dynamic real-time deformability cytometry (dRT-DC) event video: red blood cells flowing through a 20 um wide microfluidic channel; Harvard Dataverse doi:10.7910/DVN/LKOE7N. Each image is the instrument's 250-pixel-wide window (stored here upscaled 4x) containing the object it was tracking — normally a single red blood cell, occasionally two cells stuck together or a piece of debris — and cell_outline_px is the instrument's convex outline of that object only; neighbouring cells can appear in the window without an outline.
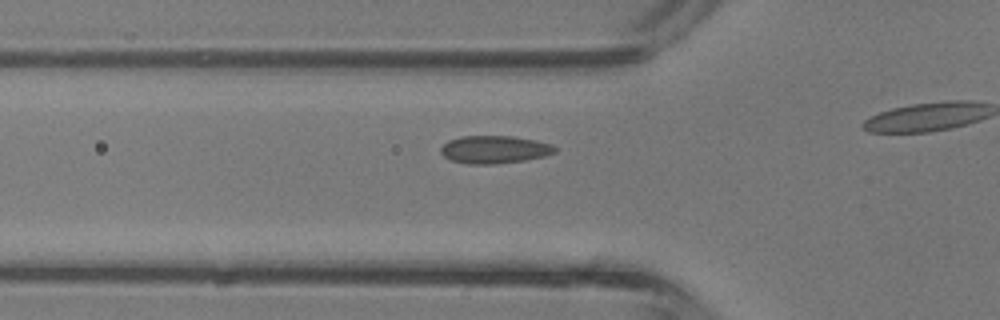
{"species": "common noctule bat (a hibernating species)", "species_latin": "Nyctalus noctula", "temperature_condition": "room temperature", "stored_images_in_passage": 6, "camera_frame_rate_fps": 3000, "um_per_image_px": 0.085, "animal": {"sex": "male", "body_mass_g": 13.3}, "frame": {"image": 1, "passage_image": 2, "time_ms": 0.333, "image_size_px": [1000, 320], "cell_outline_px": [[556, 152], [544, 156], [524, 160], [492, 164], [468, 164], [448, 160], [440, 152], [440, 148], [448, 140], [460, 136], [512, 136], [536, 140], [552, 144], [556, 148]], "centroid_in_image_um": [42.0, 12.7], "position_along_channel_um": 83.8, "area_um2": 18.55}}
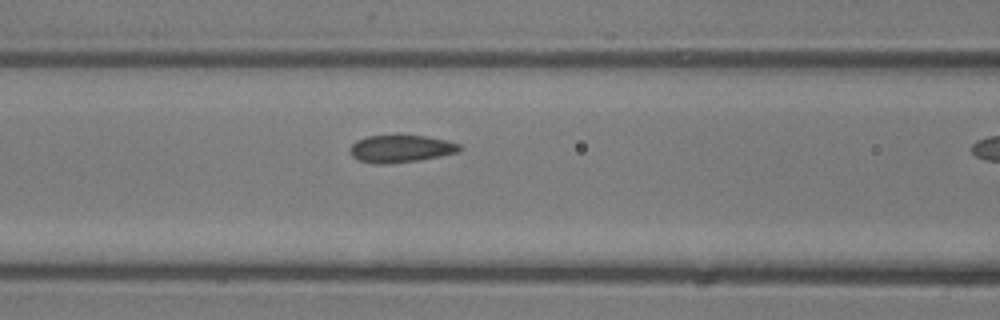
{"frame": {"image": 2, "passage_image": 5, "time_ms": 1.333, "image_size_px": [1000, 320], "cell_outline_px": [[464, 148], [460, 152], [440, 156], [416, 160], [388, 164], [372, 164], [356, 160], [348, 152], [348, 148], [356, 140], [368, 136], [424, 136], [448, 140], [460, 144]], "centroid_in_image_um": [34.05, 12.65], "position_along_channel_um": 132.6, "area_um2": 17.69}}